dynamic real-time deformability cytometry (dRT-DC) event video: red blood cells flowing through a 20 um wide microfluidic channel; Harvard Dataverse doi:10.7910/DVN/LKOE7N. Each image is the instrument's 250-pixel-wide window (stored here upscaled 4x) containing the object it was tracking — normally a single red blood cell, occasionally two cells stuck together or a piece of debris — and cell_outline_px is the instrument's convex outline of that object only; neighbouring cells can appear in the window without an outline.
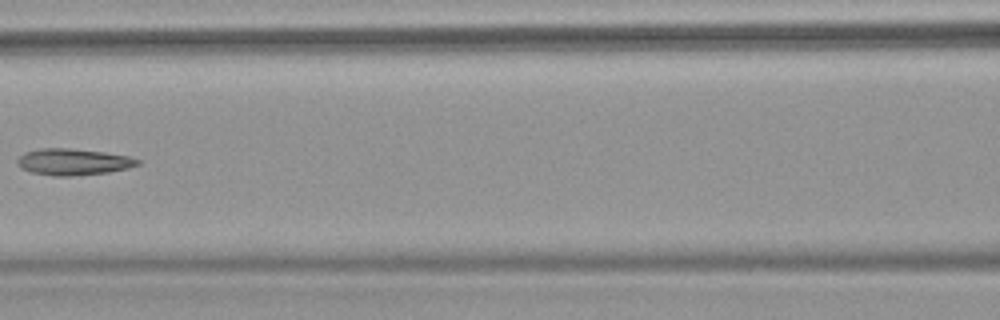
{"species": "common noctule bat (a hibernating species)", "species_latin": "Nyctalus noctula", "temperature_condition": "warm", "stored_images_in_passage": 8, "camera_frame_rate_fps": 3000, "um_per_image_px": 0.085, "animal": {"sex": "female", "body_mass_g": 18.4}, "frame": {"image": 1, "passage_image": 7, "time_ms": 8.0, "image_size_px": [1000, 320], "cell_outline_px": [[140, 164], [128, 168], [108, 172], [72, 176], [52, 176], [32, 172], [20, 168], [16, 160], [24, 152], [40, 148], [68, 148], [104, 152], [128, 156], [140, 160]], "centroid_in_image_um": [6.2, 13.76], "position_along_channel_um": 160.4, "area_um2": 18.55}}
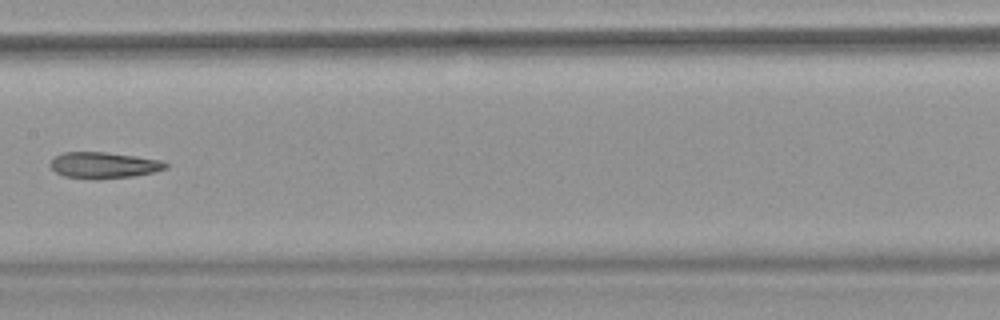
{"frame": {"image": 2, "passage_image": 8, "time_ms": 9.0, "image_size_px": [1000, 320], "cell_outline_px": [[168, 168], [152, 172], [132, 176], [96, 180], [64, 176], [56, 172], [48, 164], [56, 156], [64, 152], [104, 152], [136, 156], [160, 160], [168, 164]], "centroid_in_image_um": [8.8, 14.05], "position_along_channel_um": 198.6, "area_um2": 17.57}}